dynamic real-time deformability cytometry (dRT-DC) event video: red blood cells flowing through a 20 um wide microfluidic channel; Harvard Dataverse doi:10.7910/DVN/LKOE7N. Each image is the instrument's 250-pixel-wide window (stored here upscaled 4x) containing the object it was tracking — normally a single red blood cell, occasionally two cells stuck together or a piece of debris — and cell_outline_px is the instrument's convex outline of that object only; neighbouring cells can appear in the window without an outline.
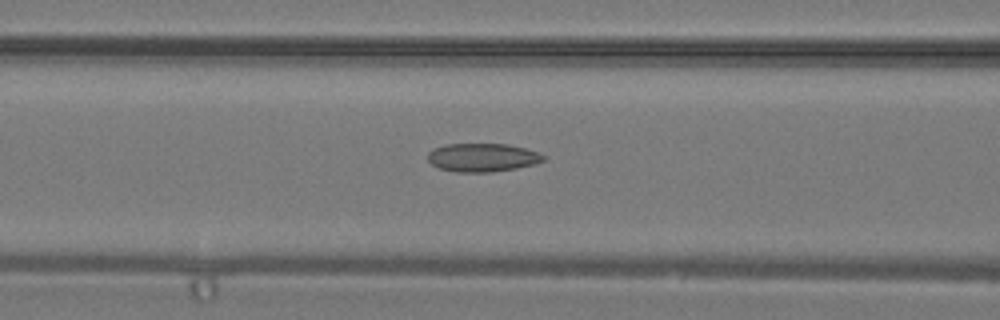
{"species": "common noctule bat (a hibernating species)", "species_latin": "Nyctalus noctula", "temperature_condition": "warm", "stored_images_in_passage": 35, "camera_frame_rate_fps": 3000, "um_per_image_px": 0.085, "animal": {"sex": "male", "body_mass_g": 19.2, "forearm_length_mm": 51.8}, "frame": {"image": 1, "passage_image": 12, "time_ms": 3.667, "image_size_px": [1000, 320], "cell_outline_px": [[544, 160], [536, 164], [516, 168], [492, 172], [456, 172], [440, 168], [432, 164], [428, 160], [428, 152], [432, 148], [448, 144], [508, 144], [524, 148], [536, 152], [544, 156]], "centroid_in_image_um": [40.99, 13.39], "position_along_channel_um": 125.6, "area_um2": 19.07}}
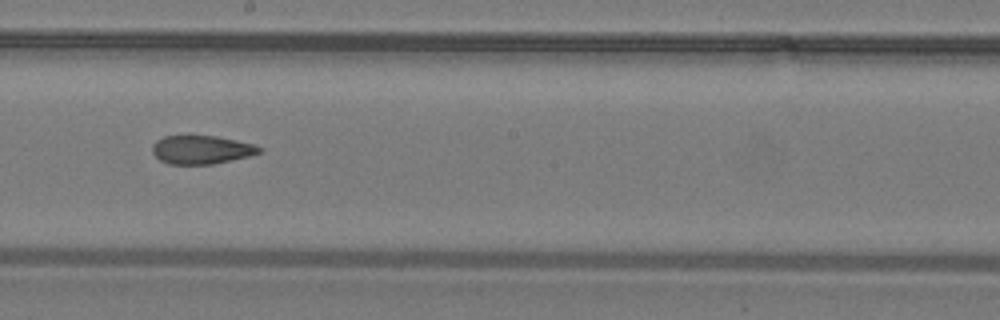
{"frame": {"image": 2, "passage_image": 18, "time_ms": 5.667, "image_size_px": [1000, 320], "cell_outline_px": [[264, 152], [248, 156], [212, 164], [168, 164], [160, 160], [152, 152], [152, 144], [156, 140], [164, 136], [216, 136], [236, 140], [252, 144], [264, 148]], "centroid_in_image_um": [17.12, 12.72], "position_along_channel_um": 231.1, "area_um2": 17.74}}
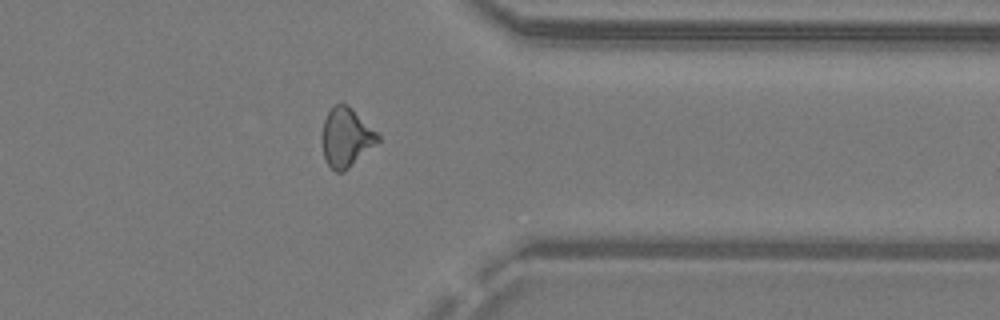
{"frame": {"image": 3, "passage_image": 27, "time_ms": 8.667, "image_size_px": [1000, 320], "cell_outline_px": [[380, 140], [344, 172], [336, 172], [324, 160], [324, 120], [332, 104], [348, 104], [380, 136]], "centroid_in_image_um": [29.44, 11.67], "position_along_channel_um": 382.0, "area_um2": 18.67}}